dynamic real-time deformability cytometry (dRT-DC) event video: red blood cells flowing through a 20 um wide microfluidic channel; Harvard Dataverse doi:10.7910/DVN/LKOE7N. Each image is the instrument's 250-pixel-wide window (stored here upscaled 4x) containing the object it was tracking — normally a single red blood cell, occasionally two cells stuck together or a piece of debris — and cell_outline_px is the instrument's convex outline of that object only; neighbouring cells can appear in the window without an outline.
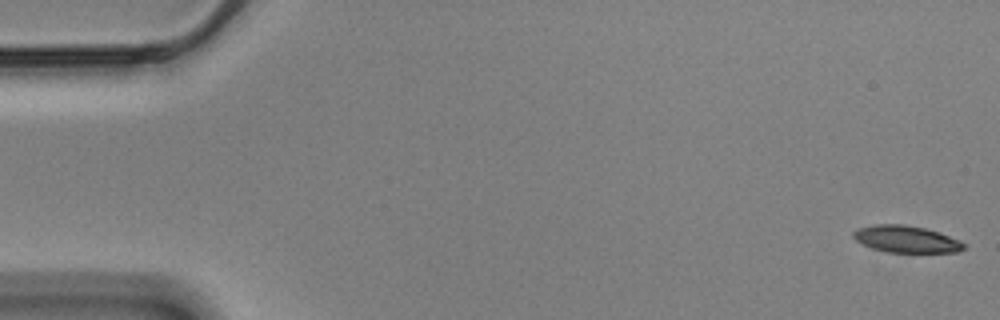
{"species": "Egyptian fruit bat (a non-hibernating species)", "species_latin": "Rousettus aegyptiacus", "temperature_condition": "cold", "stored_images_in_passage": 58, "camera_frame_rate_fps": 3000, "um_per_image_px": 0.085, "animal": {"sex": "male"}, "frame": {"image": 1, "passage_image": 1, "time_ms": 0.0, "image_size_px": [1000, 320], "cell_outline_px": [[964, 248], [956, 252], [888, 252], [872, 248], [856, 240], [852, 236], [852, 232], [856, 228], [872, 224], [904, 224], [924, 228], [940, 232], [960, 240], [964, 244]], "centroid_in_image_um": [76.99, 20.31], "position_along_channel_um": 8.0, "area_um2": 17.34}}
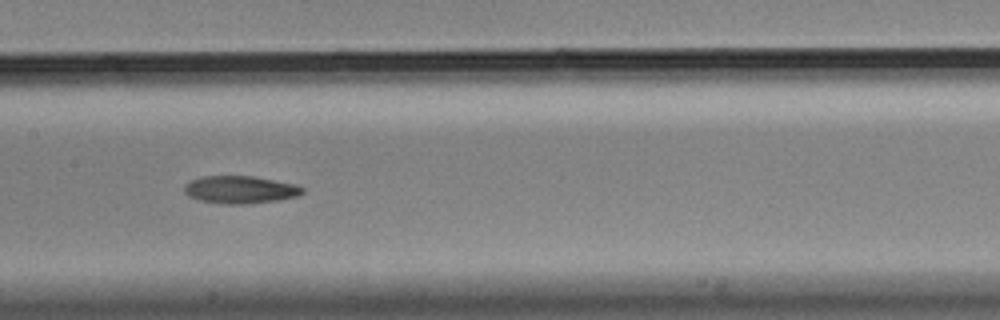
{"frame": {"image": 2, "passage_image": 28, "time_ms": 9.0, "image_size_px": [1000, 320], "cell_outline_px": [[304, 192], [296, 196], [280, 200], [244, 204], [220, 204], [200, 200], [188, 196], [184, 192], [184, 184], [192, 180], [204, 176], [252, 176], [296, 184], [304, 188]], "centroid_in_image_um": [20.41, 16.12], "position_along_channel_um": 187.0, "area_um2": 19.02}}
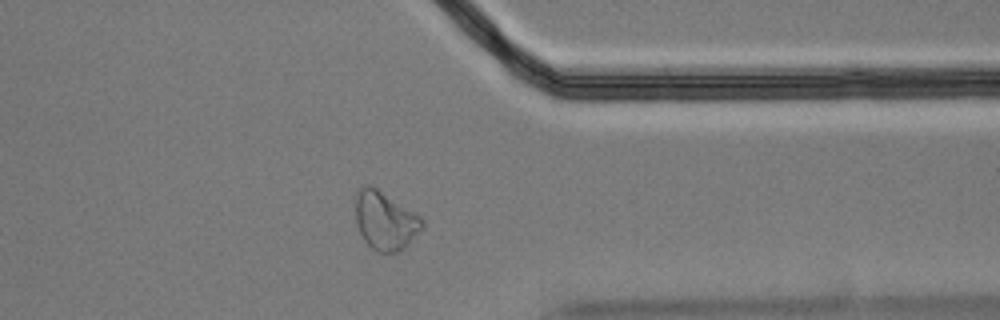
{"frame": {"image": 3, "passage_image": 45, "time_ms": 14.667, "image_size_px": [1000, 320], "cell_outline_px": [[424, 228], [400, 252], [376, 252], [364, 240], [356, 224], [356, 196], [360, 188], [368, 184], [376, 188], [420, 216], [424, 220]], "centroid_in_image_um": [32.75, 18.78], "position_along_channel_um": 378.6, "area_um2": 22.48}, "authors_computed_cell_mechanics": {"area_um2": 19.1607, "velocity_mm_per_s": 3.4937, "shape_relaxation_time_tau1_ms": 8.0598, "shape_relaxation_time_tau2_ms": 8.6518, "deformation_change_tau1": 0.2115, "deformation_change_tau2": 0.1524}}